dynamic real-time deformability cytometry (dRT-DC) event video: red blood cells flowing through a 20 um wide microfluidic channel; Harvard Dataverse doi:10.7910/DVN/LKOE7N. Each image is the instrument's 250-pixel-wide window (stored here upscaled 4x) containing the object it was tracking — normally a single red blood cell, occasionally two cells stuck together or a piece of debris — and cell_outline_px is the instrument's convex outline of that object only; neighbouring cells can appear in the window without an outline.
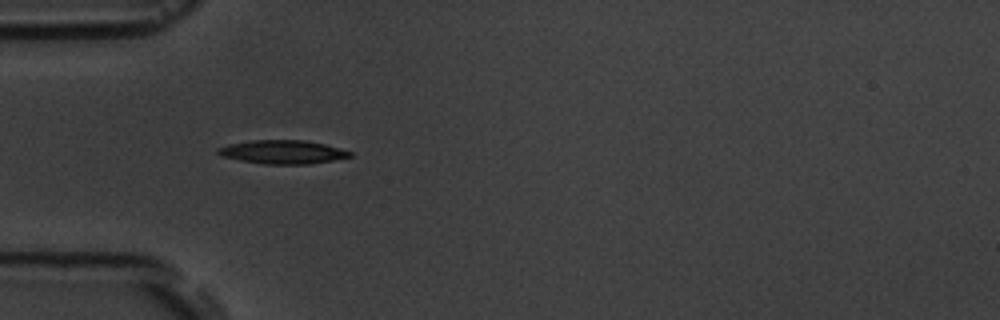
{"species": "common noctule bat (a hibernating species)", "species_latin": "Nyctalus noctula", "temperature_condition": "room temperature", "stored_images_in_passage": 7, "camera_frame_rate_fps": 3000, "um_per_image_px": 0.085, "animal": {"sex": "male", "body_mass_g": 19.5, "forearm_length_mm": 54.6}, "frame": {"image": 1, "passage_image": 5, "time_ms": 4.333, "image_size_px": [1000, 320], "cell_outline_px": [[352, 156], [332, 160], [308, 164], [264, 164], [240, 160], [220, 156], [216, 152], [216, 148], [228, 144], [252, 140], [304, 140], [324, 144], [352, 152]], "centroid_in_image_um": [23.96, 12.92], "position_along_channel_um": 61.0, "area_um2": 18.09}}
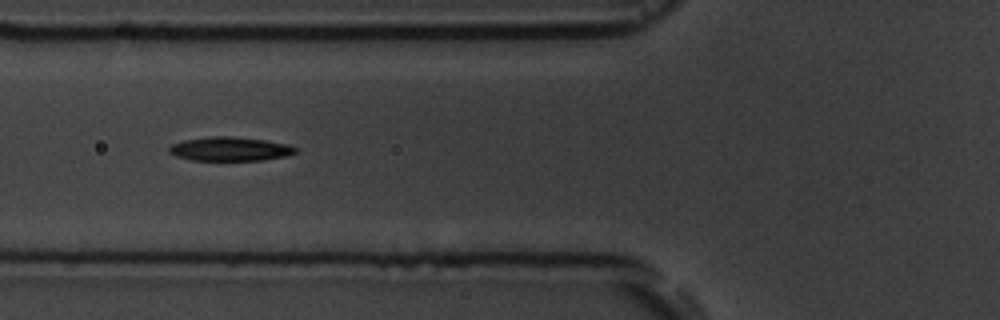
{"frame": {"image": 2, "passage_image": 6, "time_ms": 5.667, "image_size_px": [1000, 320], "cell_outline_px": [[296, 152], [284, 156], [264, 160], [192, 160], [176, 156], [168, 152], [168, 148], [172, 144], [184, 140], [212, 136], [228, 136], [264, 140], [288, 144], [296, 148]], "centroid_in_image_um": [19.52, 12.66], "position_along_channel_um": 106.3, "area_um2": 17.46}}
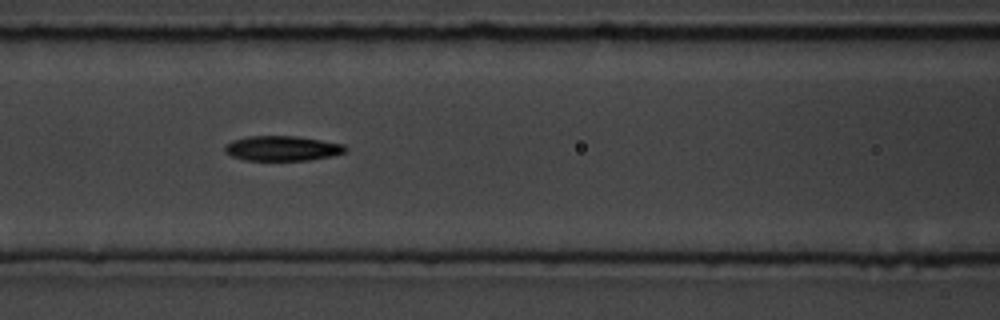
{"frame": {"image": 3, "passage_image": 7, "time_ms": 6.667, "image_size_px": [1000, 320], "cell_outline_px": [[348, 148], [344, 152], [332, 156], [308, 160], [244, 160], [232, 156], [224, 152], [224, 144], [232, 140], [248, 136], [296, 136], [344, 144]], "centroid_in_image_um": [23.96, 12.61], "position_along_channel_um": 142.6, "area_um2": 17.57}}